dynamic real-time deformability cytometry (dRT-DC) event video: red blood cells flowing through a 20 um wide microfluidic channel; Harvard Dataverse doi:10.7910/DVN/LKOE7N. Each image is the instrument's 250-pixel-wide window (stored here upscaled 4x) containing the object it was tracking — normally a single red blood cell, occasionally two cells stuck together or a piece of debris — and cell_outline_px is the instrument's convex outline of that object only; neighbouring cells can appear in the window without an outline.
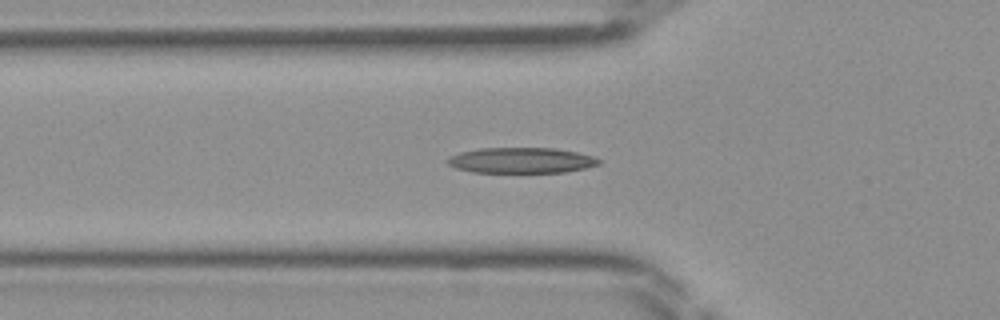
{"species": "Egyptian fruit bat (a non-hibernating species)", "species_latin": "Rousettus aegyptiacus", "temperature_condition": "room temperature", "stored_images_in_passage": 40, "camera_frame_rate_fps": 3000, "um_per_image_px": 0.085, "frame": {"image": 1, "passage_image": 9, "time_ms": 2.667, "image_size_px": [1000, 320], "cell_outline_px": [[600, 164], [584, 168], [564, 172], [472, 172], [456, 168], [448, 164], [444, 160], [448, 156], [460, 152], [480, 148], [552, 148], [576, 152], [592, 156], [600, 160]], "centroid_in_image_um": [44.24, 13.63], "position_along_channel_um": 81.6, "area_um2": 22.48}}
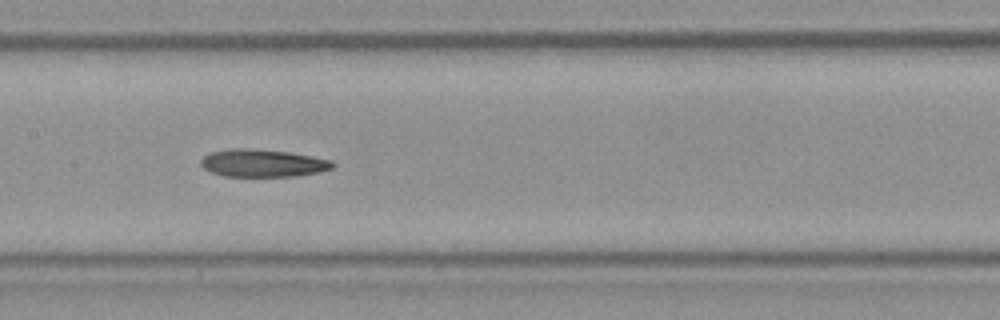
{"frame": {"image": 2, "passage_image": 16, "time_ms": 5.0, "image_size_px": [1000, 320], "cell_outline_px": [[336, 164], [332, 168], [320, 172], [292, 176], [224, 176], [212, 172], [204, 168], [200, 164], [200, 160], [204, 156], [212, 152], [228, 148], [248, 148], [292, 152], [332, 160]], "centroid_in_image_um": [22.35, 13.85], "position_along_channel_um": 185.1, "area_um2": 21.27}}
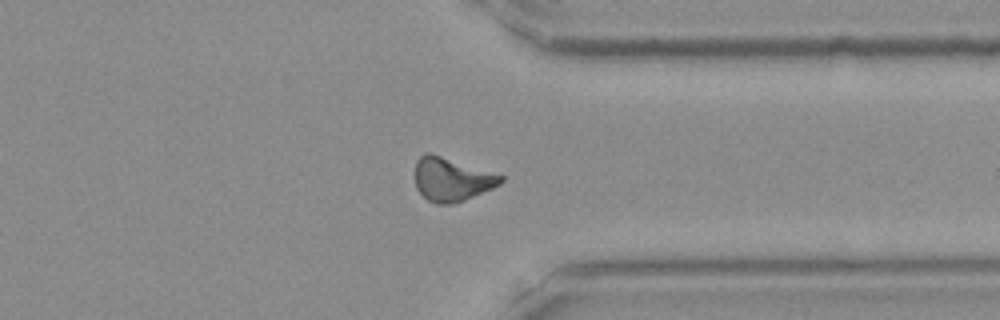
{"frame": {"image": 3, "passage_image": 29, "time_ms": 9.333, "image_size_px": [1000, 320], "cell_outline_px": [[504, 180], [500, 184], [492, 188], [464, 200], [452, 204], [436, 204], [428, 200], [416, 188], [416, 160], [424, 152], [432, 152], [504, 176]], "centroid_in_image_um": [38.38, 15.23], "position_along_channel_um": 373.0, "area_um2": 21.73}}